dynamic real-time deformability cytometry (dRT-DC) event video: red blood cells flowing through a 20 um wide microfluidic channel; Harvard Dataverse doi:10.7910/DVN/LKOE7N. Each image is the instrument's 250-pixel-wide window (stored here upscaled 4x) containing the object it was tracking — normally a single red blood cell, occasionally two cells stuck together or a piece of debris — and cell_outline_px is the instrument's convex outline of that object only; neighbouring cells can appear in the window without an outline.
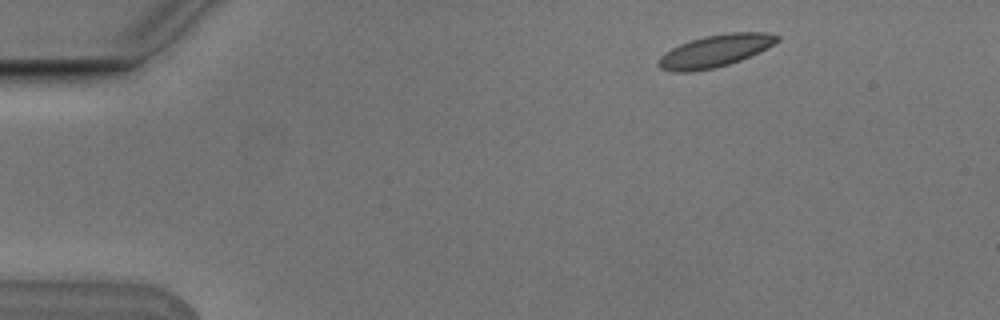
{"species": "Egyptian fruit bat (a non-hibernating species)", "species_latin": "Rousettus aegyptiacus", "temperature_condition": "cold", "stored_images_in_passage": 3, "camera_frame_rate_fps": 3000, "um_per_image_px": 0.085, "animal": {"sex": "male"}, "frame": {"image": 1, "passage_image": 1, "time_ms": 0.0, "image_size_px": [1000, 320], "cell_outline_px": [[780, 40], [740, 60], [728, 64], [712, 68], [692, 72], [672, 72], [660, 68], [656, 64], [660, 56], [664, 52], [680, 44], [704, 36], [728, 32], [768, 32], [780, 36]], "centroid_in_image_um": [60.73, 4.32], "position_along_channel_um": 24.3, "area_um2": 22.08}}